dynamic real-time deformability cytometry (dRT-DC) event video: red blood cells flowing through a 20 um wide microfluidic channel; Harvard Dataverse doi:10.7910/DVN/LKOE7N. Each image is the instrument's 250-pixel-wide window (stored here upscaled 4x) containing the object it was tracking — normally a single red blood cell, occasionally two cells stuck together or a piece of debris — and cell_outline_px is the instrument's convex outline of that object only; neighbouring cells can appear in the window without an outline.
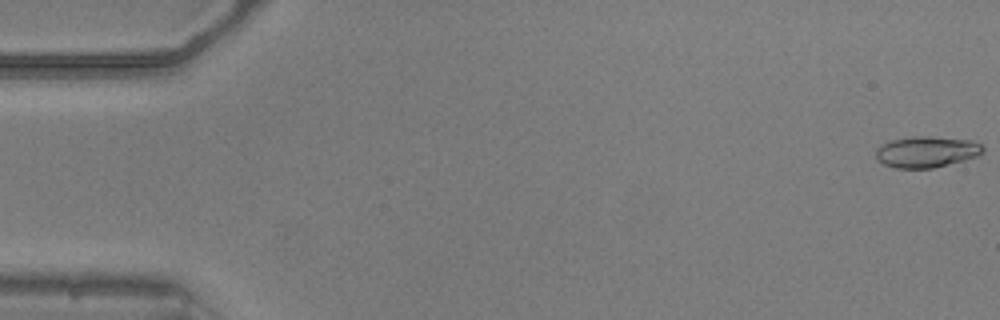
{"species": "common noctule bat (a hibernating species)", "species_latin": "Nyctalus noctula", "temperature_condition": "warm", "stored_images_in_passage": 53, "camera_frame_rate_fps": 3000, "um_per_image_px": 0.085, "animal": {"sex": "male", "body_mass_g": 20.5, "forearm_length_mm": 52.5}, "frame": {"image": 1, "passage_image": 1, "time_ms": 0.0, "image_size_px": [1000, 320], "cell_outline_px": [[984, 152], [976, 156], [964, 160], [932, 168], [896, 168], [884, 164], [876, 160], [876, 148], [892, 140], [912, 136], [928, 136], [972, 140], [980, 144], [984, 148]], "centroid_in_image_um": [78.75, 12.9], "position_along_channel_um": 6.2, "area_um2": 19.36}}
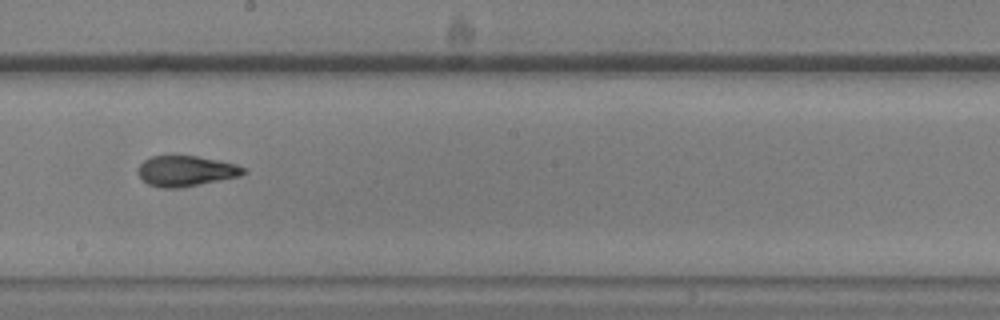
{"frame": {"image": 2, "passage_image": 30, "time_ms": 9.667, "image_size_px": [1000, 320], "cell_outline_px": [[248, 172], [240, 176], [180, 188], [160, 188], [148, 184], [136, 172], [140, 164], [144, 160], [152, 156], [196, 156], [220, 160], [236, 164], [248, 168]], "centroid_in_image_um": [15.84, 14.53], "position_along_channel_um": 232.4, "area_um2": 18.9}}
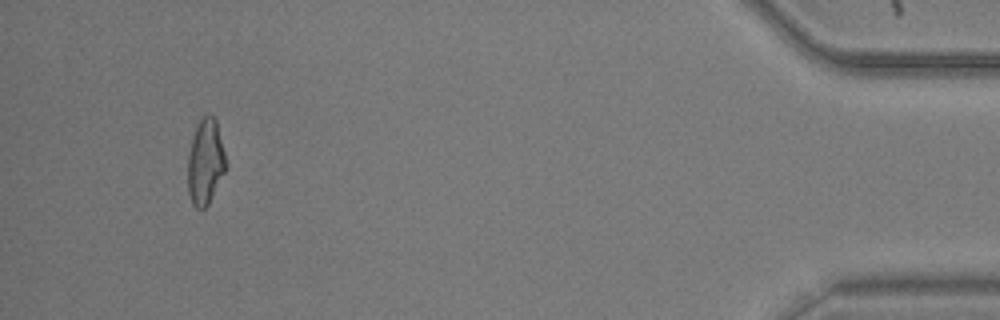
{"frame": {"image": 3, "passage_image": 50, "time_ms": 16.333, "image_size_px": [1000, 320], "cell_outline_px": [[228, 168], [208, 204], [204, 208], [196, 208], [192, 204], [188, 192], [188, 156], [196, 124], [204, 116], [212, 116], [216, 120]], "centroid_in_image_um": [17.47, 13.8], "position_along_channel_um": 417.7, "area_um2": 18.9}, "authors_computed_cell_mechanics": {"area_um2": 19.0162, "velocity_mm_per_s": 3.8665, "shape_relaxation_time_tau1_ms": 6.0525, "shape_relaxation_time_tau2_ms": 2.3166, "deformation_change_tau1": 0.2342, "deformation_change_tau2": 0.0718}}